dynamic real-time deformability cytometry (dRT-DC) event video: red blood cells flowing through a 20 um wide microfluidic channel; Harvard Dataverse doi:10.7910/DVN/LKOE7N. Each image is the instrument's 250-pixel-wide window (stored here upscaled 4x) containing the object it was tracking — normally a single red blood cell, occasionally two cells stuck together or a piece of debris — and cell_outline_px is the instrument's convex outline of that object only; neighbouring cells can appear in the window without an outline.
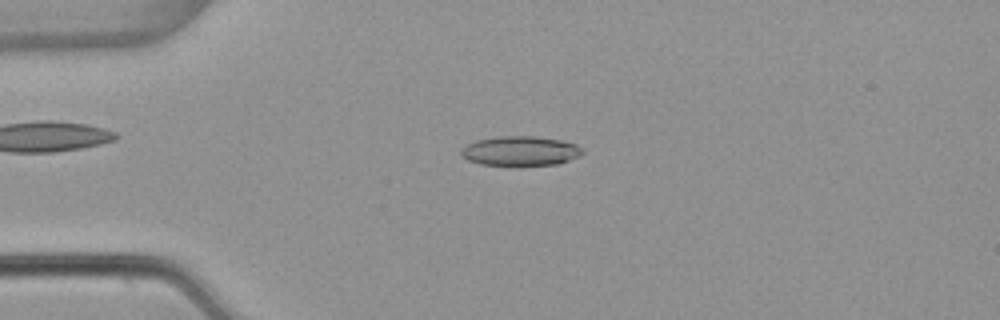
{"species": "common noctule bat (a hibernating species)", "species_latin": "Nyctalus noctula", "temperature_condition": "warm", "stored_images_in_passage": 49, "camera_frame_rate_fps": 3000, "um_per_image_px": 0.085, "animal": {"sex": "female", "body_mass_g": 22.7, "forearm_length_mm": 54.2}, "frame": {"image": 1, "passage_image": 9, "time_ms": 2.667, "image_size_px": [1000, 320], "cell_outline_px": [[584, 152], [580, 156], [560, 164], [520, 168], [516, 168], [480, 164], [468, 160], [460, 152], [460, 148], [476, 140], [500, 136], [532, 136], [560, 140], [576, 144]], "centroid_in_image_um": [44.23, 12.88], "position_along_channel_um": 40.8, "area_um2": 21.73}}
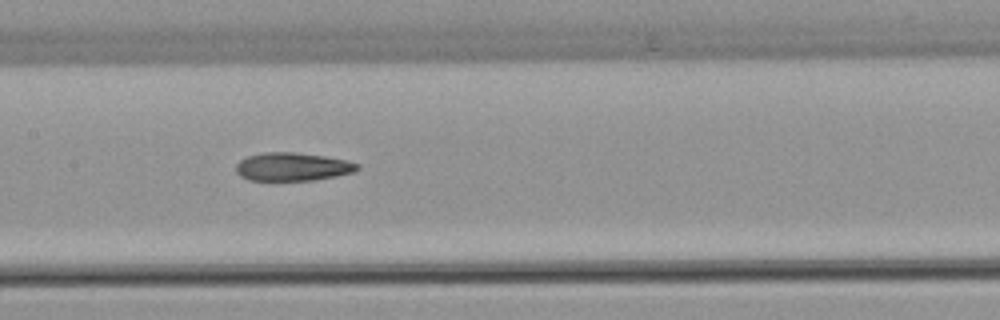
{"frame": {"image": 2, "passage_image": 22, "time_ms": 7.0, "image_size_px": [1000, 320], "cell_outline_px": [[360, 168], [352, 172], [336, 176], [312, 180], [248, 180], [240, 176], [236, 172], [236, 164], [240, 160], [248, 156], [264, 152], [296, 152], [324, 156], [348, 160], [360, 164]], "centroid_in_image_um": [24.86, 14.17], "position_along_channel_um": 182.5, "area_um2": 20.0}}
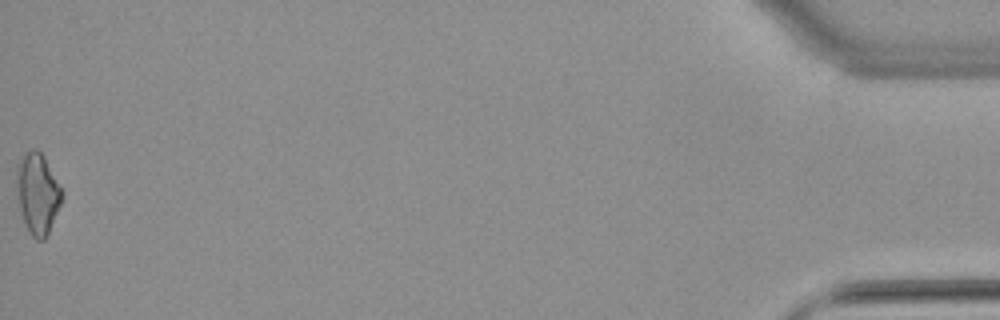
{"frame": {"image": 3, "passage_image": 49, "time_ms": 16.0, "image_size_px": [1000, 320], "cell_outline_px": [[64, 192], [60, 204], [48, 232], [44, 240], [36, 240], [28, 232], [24, 224], [20, 212], [16, 196], [16, 164], [24, 152], [32, 148], [36, 148], [44, 156]], "centroid_in_image_um": [3.15, 16.42], "position_along_channel_um": 432.0, "area_um2": 21.73}, "authors_computed_cell_mechanics": {"area_um2": 20.4034, "velocity_mm_per_s": 3.9035, "shape_relaxation_time_tau1_ms": null, "shape_relaxation_time_tau2_ms": 4.2273, "deformation_change_tau1": null, "deformation_change_tau2": 0.1399}}